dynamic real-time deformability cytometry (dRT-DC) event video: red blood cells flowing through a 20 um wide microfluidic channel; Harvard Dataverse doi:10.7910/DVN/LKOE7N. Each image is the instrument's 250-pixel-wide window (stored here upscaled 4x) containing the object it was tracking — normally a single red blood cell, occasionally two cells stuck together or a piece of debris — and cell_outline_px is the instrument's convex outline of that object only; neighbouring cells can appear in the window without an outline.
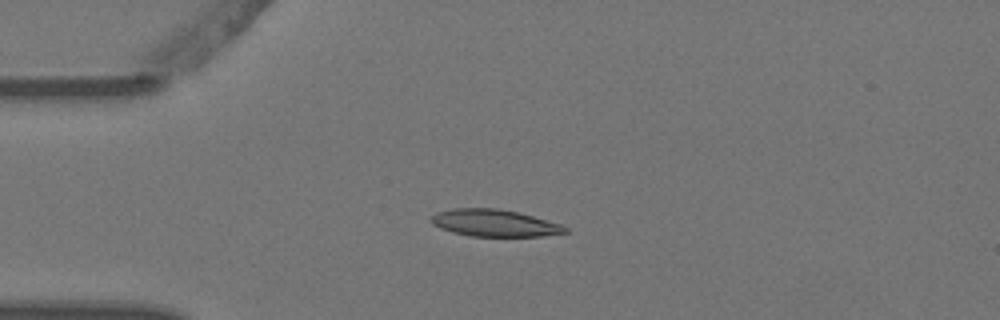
{"species": "Egyptian fruit bat (a non-hibernating species)", "species_latin": "Rousettus aegyptiacus", "temperature_condition": "warm", "stored_images_in_passage": 6, "camera_frame_rate_fps": 3000, "um_per_image_px": 0.085, "animal": {"sex": "female"}, "frame": {"image": 1, "passage_image": 3, "time_ms": 0.667, "image_size_px": [1000, 320], "cell_outline_px": [[568, 232], [540, 236], [468, 236], [452, 232], [440, 228], [432, 224], [428, 220], [436, 212], [452, 208], [496, 208], [516, 212], [532, 216], [560, 224], [568, 228]], "centroid_in_image_um": [41.96, 18.95], "position_along_channel_um": 43.0, "area_um2": 21.04}}
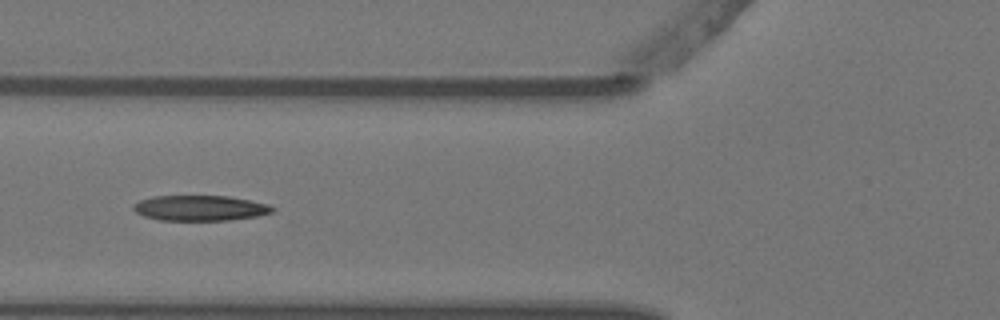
{"frame": {"image": 2, "passage_image": 5, "time_ms": 1.333, "image_size_px": [1000, 320], "cell_outline_px": [[276, 208], [272, 212], [256, 216], [228, 220], [160, 220], [144, 216], [136, 212], [132, 208], [132, 204], [140, 200], [152, 196], [228, 196], [268, 204]], "centroid_in_image_um": [16.97, 17.68], "position_along_channel_um": 108.8, "area_um2": 20.46}}
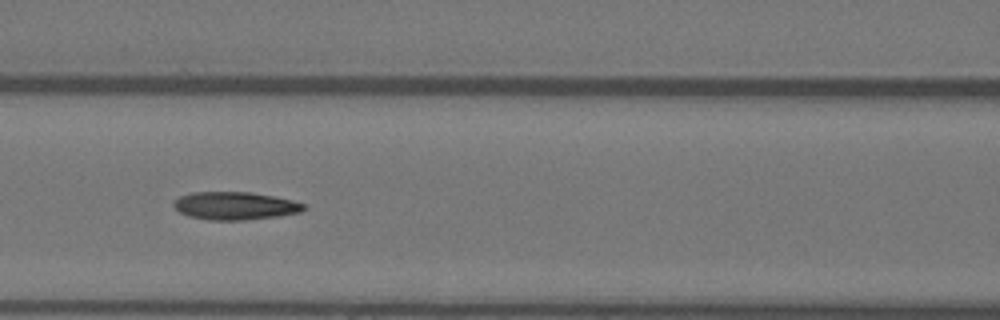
{"frame": {"image": 3, "passage_image": 6, "time_ms": 1.667, "image_size_px": [1000, 320], "cell_outline_px": [[308, 208], [300, 212], [276, 216], [248, 220], [208, 220], [188, 216], [180, 212], [172, 204], [180, 196], [192, 192], [248, 192], [272, 196], [292, 200], [308, 204]], "centroid_in_image_um": [20.01, 17.5], "position_along_channel_um": 146.6, "area_um2": 21.15}}